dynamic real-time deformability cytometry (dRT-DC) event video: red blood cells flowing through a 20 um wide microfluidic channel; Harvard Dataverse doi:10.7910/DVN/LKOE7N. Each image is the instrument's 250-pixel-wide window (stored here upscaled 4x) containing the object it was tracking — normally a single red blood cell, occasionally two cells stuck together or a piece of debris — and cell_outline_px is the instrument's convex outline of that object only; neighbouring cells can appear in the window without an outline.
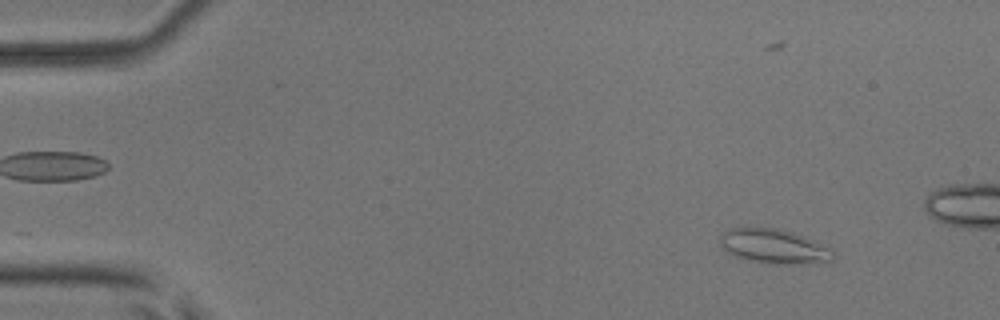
{"species": "common noctule bat (a hibernating species)", "species_latin": "Nyctalus noctula", "temperature_condition": "room temperature", "stored_images_in_passage": 6, "camera_frame_rate_fps": 3000, "um_per_image_px": 0.085, "animal": {"sex": "male", "body_mass_g": 17.9, "forearm_length_mm": 54.2}, "frame": {"image": 1, "passage_image": 2, "time_ms": 0.333, "image_size_px": [1000, 320], "cell_outline_px": [[832, 260], [784, 264], [768, 264], [736, 256], [728, 252], [720, 244], [720, 236], [724, 232], [732, 228], [776, 228], [792, 232], [804, 236], [812, 240], [832, 252]], "centroid_in_image_um": [65.7, 20.92], "position_along_channel_um": 19.3, "area_um2": 21.79}}
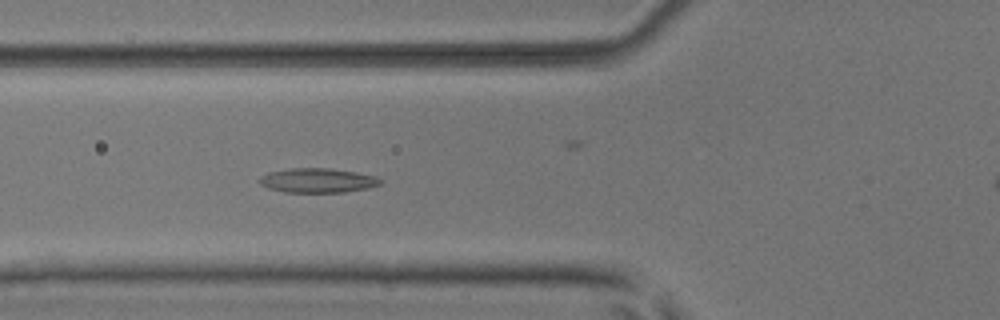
{"frame": {"image": 2, "passage_image": 6, "time_ms": 1.667, "image_size_px": [1000, 320], "cell_outline_px": [[384, 180], [380, 184], [368, 188], [344, 192], [284, 192], [268, 188], [260, 184], [260, 180], [268, 172], [292, 168], [328, 168], [356, 172], [372, 176]], "centroid_in_image_um": [27.01, 15.34], "position_along_channel_um": 98.8, "area_um2": 16.99}}